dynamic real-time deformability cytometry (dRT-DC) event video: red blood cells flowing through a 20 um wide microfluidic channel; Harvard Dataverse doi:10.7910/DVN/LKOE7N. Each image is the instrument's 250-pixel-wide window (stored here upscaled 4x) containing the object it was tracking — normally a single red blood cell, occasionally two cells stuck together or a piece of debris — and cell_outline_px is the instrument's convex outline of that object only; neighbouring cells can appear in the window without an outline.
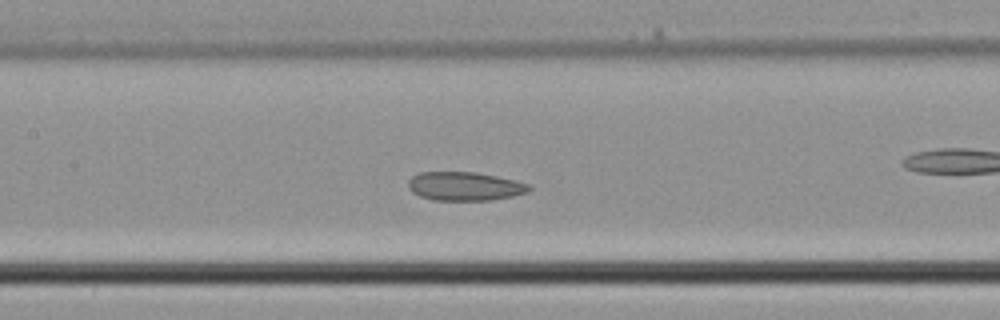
{"species": "common noctule bat (a hibernating species)", "species_latin": "Nyctalus noctula", "temperature_condition": "cold", "stored_images_in_passage": 32, "camera_frame_rate_fps": 3000, "um_per_image_px": 0.085, "animal": {"sex": "male", "body_mass_g": 21.5, "forearm_length_mm": 52.0}, "frame": {"image": 1, "passage_image": 10, "time_ms": 3.0, "image_size_px": [1000, 320], "cell_outline_px": [[532, 188], [528, 192], [512, 196], [492, 200], [432, 200], [420, 196], [412, 192], [408, 188], [408, 180], [412, 176], [420, 172], [476, 172], [496, 176], [528, 184]], "centroid_in_image_um": [39.47, 15.83], "position_along_channel_um": 167.9, "area_um2": 20.17}}
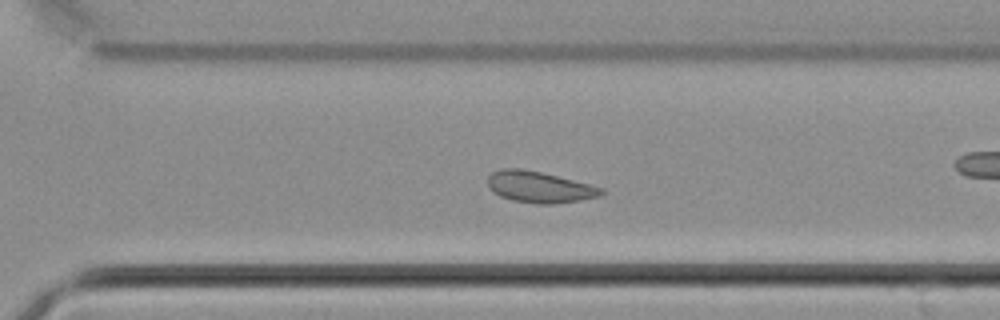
{"frame": {"image": 2, "passage_image": 19, "time_ms": 6.0, "image_size_px": [1000, 320], "cell_outline_px": [[604, 192], [600, 196], [580, 200], [552, 204], [536, 204], [512, 200], [500, 196], [492, 192], [488, 188], [488, 176], [492, 172], [500, 168], [516, 168], [540, 172], [604, 188]], "centroid_in_image_um": [45.8, 15.91], "position_along_channel_um": 324.8, "area_um2": 20.58}}
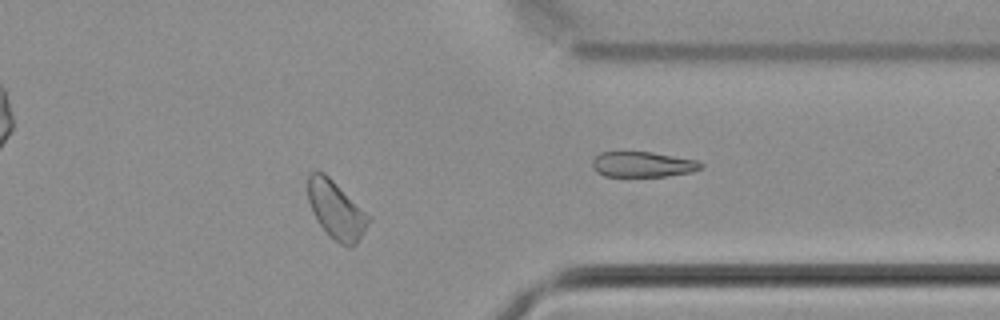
{"frame": {"image": 3, "passage_image": 23, "time_ms": 7.333, "image_size_px": [1000, 320], "cell_outline_px": [[372, 220], [356, 244], [352, 248], [348, 248], [340, 244], [316, 220], [312, 212], [308, 200], [308, 176], [312, 172], [324, 172], [372, 216]], "centroid_in_image_um": [28.62, 17.86], "position_along_channel_um": 382.8, "area_um2": 20.52}}